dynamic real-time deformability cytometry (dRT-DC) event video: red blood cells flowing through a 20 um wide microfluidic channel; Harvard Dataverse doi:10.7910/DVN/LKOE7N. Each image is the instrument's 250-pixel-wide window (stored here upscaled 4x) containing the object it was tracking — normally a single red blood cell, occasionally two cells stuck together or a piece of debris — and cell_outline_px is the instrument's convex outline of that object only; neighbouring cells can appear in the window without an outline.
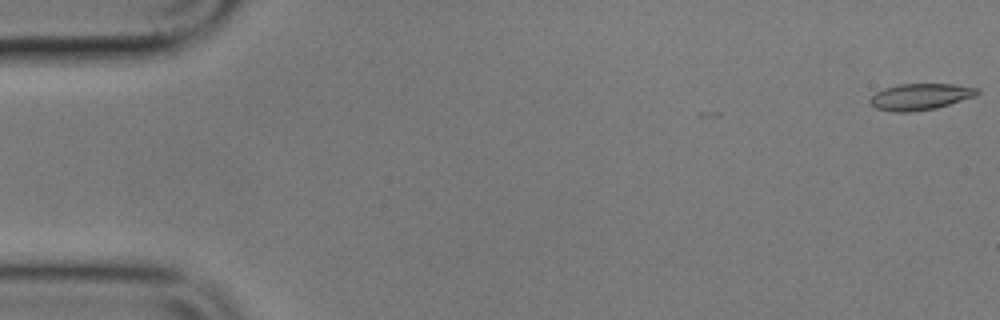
{"species": "common noctule bat (a hibernating species)", "species_latin": "Nyctalus noctula", "temperature_condition": "cold", "stored_images_in_passage": 7, "camera_frame_rate_fps": 3000, "um_per_image_px": 0.085, "animal": {"sex": "male", "body_mass_g": 17.9}, "frame": {"image": 1, "passage_image": 1, "time_ms": 0.0, "image_size_px": [1000, 320], "cell_outline_px": [[980, 92], [976, 96], [936, 108], [908, 112], [892, 112], [876, 108], [868, 104], [868, 100], [876, 92], [884, 88], [900, 84], [956, 84], [980, 88]], "centroid_in_image_um": [78.22, 8.22], "position_along_channel_um": 6.8, "area_um2": 16.65}}
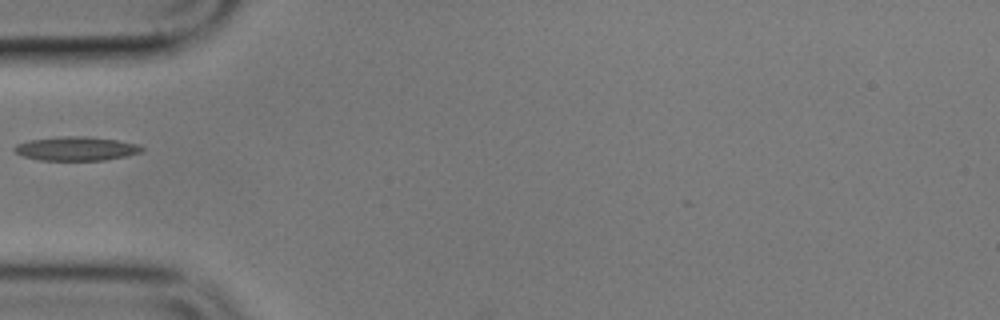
{"frame": {"image": 2, "passage_image": 6, "time_ms": 6.0, "image_size_px": [1000, 320], "cell_outline_px": [[144, 152], [128, 156], [104, 160], [40, 160], [24, 156], [16, 152], [12, 148], [16, 144], [28, 140], [68, 136], [88, 136], [116, 140], [140, 144], [144, 148]], "centroid_in_image_um": [6.54, 12.63], "position_along_channel_um": 78.5, "area_um2": 17.86}}
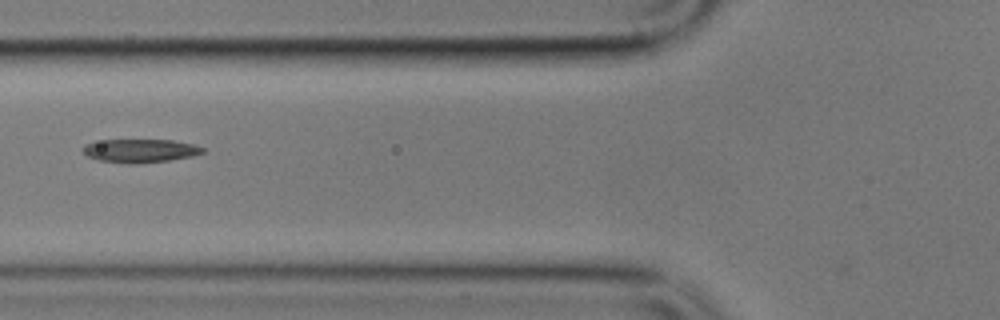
{"frame": {"image": 3, "passage_image": 7, "time_ms": 7.0, "image_size_px": [1000, 320], "cell_outline_px": [[204, 152], [192, 156], [168, 160], [136, 164], [128, 164], [100, 160], [88, 156], [80, 148], [84, 144], [104, 140], [172, 140], [192, 144], [204, 148]], "centroid_in_image_um": [11.89, 12.81], "position_along_channel_um": 113.9, "area_um2": 16.24}}